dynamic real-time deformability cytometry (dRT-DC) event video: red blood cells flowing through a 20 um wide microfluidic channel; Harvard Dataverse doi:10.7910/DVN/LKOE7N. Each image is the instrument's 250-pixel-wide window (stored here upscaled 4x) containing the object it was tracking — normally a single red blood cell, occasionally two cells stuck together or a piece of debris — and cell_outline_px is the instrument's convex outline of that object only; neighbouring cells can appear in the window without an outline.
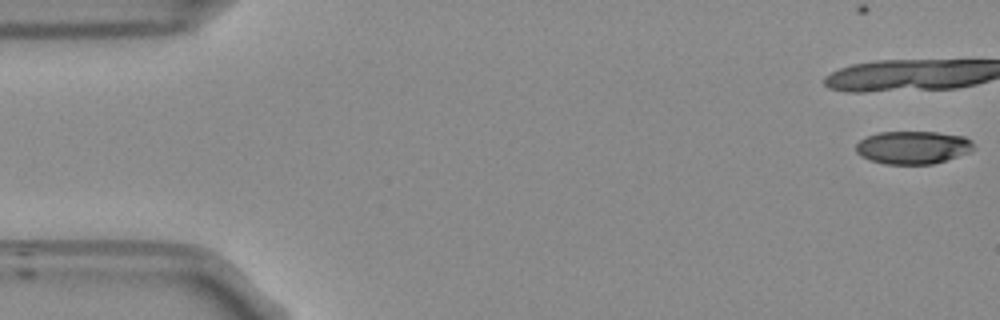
{"species": "Egyptian fruit bat (a non-hibernating species)", "species_latin": "Rousettus aegyptiacus", "temperature_condition": "room temperature", "stored_images_in_passage": 12, "camera_frame_rate_fps": 3000, "um_per_image_px": 0.085, "frame": {"image": 1, "passage_image": 1, "time_ms": 0.0, "image_size_px": [1000, 320], "cell_outline_px": [[976, 148], [972, 152], [932, 164], [884, 164], [868, 160], [860, 156], [856, 152], [856, 144], [860, 140], [868, 136], [880, 132], [936, 132], [964, 136], [972, 140]], "centroid_in_image_um": [77.62, 12.54], "position_along_channel_um": 7.4, "area_um2": 22.83}}